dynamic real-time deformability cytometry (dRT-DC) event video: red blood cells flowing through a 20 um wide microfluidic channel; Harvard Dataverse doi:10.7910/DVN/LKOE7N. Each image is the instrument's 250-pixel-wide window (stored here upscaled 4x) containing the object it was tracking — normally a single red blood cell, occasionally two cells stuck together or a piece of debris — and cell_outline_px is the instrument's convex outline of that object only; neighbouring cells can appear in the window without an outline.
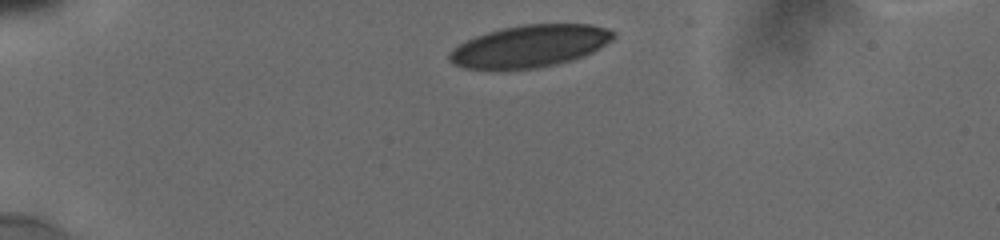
{"species": "human", "species_latin": "Homo sapiens", "temperature_condition": "cold", "stored_images_in_passage": 4, "camera_frame_rate_fps": 3000, "um_per_image_px": 0.085, "donor": {"sex": "male"}, "frame": {"image": 1, "passage_image": 1, "time_ms": 0.0, "image_size_px": [1000, 240], "cell_outline_px": [[616, 36], [612, 40], [592, 52], [556, 64], [536, 68], [464, 68], [452, 64], [448, 60], [448, 52], [452, 48], [476, 36], [488, 32], [504, 28], [524, 24], [588, 24], [608, 28]], "centroid_in_image_um": [45.01, 3.91], "position_along_channel_um": 40.0, "area_um2": 39.65}}
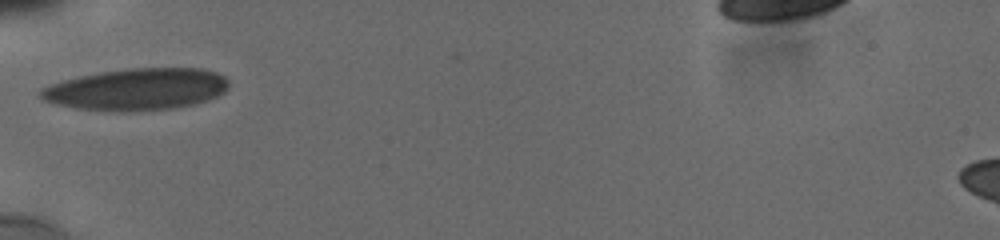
{"frame": {"image": 2, "passage_image": 3, "time_ms": 2.333, "image_size_px": [1000, 240], "cell_outline_px": [[228, 88], [224, 92], [216, 96], [192, 104], [172, 108], [80, 108], [56, 104], [44, 100], [40, 96], [40, 88], [64, 80], [80, 76], [100, 72], [128, 68], [200, 68], [216, 72], [224, 76], [228, 80]], "centroid_in_image_um": [11.66, 7.53], "position_along_channel_um": 73.3, "area_um2": 44.1}}